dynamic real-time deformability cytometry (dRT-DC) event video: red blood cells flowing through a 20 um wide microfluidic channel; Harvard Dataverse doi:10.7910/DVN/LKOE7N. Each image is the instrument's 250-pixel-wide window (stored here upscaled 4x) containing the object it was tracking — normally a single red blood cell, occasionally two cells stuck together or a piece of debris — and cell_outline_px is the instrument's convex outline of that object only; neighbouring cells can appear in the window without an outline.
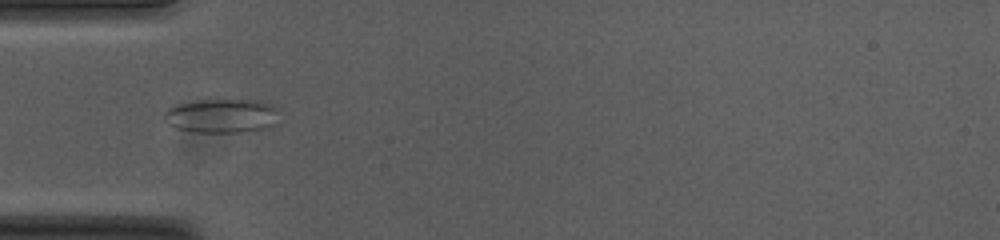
{"species": "common noctule bat (a hibernating species)", "species_latin": "Nyctalus noctula", "temperature_condition": "cold", "stored_images_in_passage": 24, "camera_frame_rate_fps": 3000, "um_per_image_px": 0.085, "animal": {"sex": "female", "body_mass_g": 23.0, "forearm_length_mm": 53.4}, "frame": {"image": 1, "passage_image": 1, "time_ms": 0.0, "image_size_px": [1000, 240], "cell_outline_px": [[284, 120], [264, 128], [240, 132], [196, 132], [176, 128], [168, 124], [164, 120], [164, 112], [168, 108], [180, 104], [204, 100], [256, 100], [272, 104], [276, 108]], "centroid_in_image_um": [18.92, 9.85], "position_along_channel_um": 66.1, "area_um2": 22.95}}